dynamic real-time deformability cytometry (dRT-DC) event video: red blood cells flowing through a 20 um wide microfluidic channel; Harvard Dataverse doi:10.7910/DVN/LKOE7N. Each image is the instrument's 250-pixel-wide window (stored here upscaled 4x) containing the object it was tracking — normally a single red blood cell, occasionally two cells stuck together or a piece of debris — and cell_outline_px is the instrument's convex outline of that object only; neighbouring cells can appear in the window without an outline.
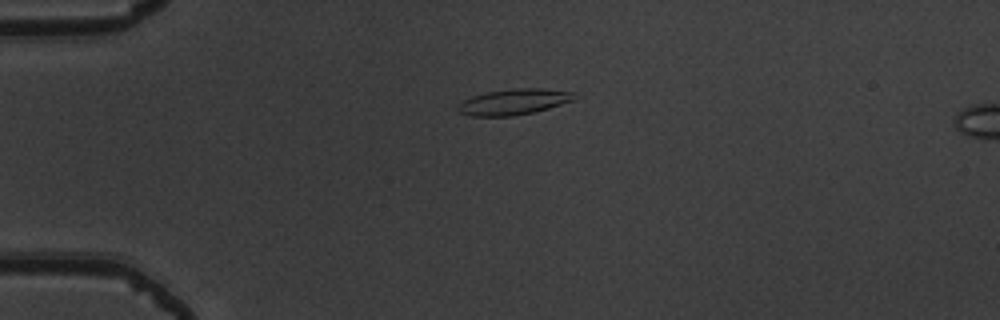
{"species": "common noctule bat (a hibernating species)", "species_latin": "Nyctalus noctula", "temperature_condition": "warm", "stored_images_in_passage": 44, "camera_frame_rate_fps": 3000, "um_per_image_px": 0.085, "animal": {"sex": "male", "body_mass_g": 19.5, "forearm_length_mm": 54.6}, "frame": {"image": 1, "passage_image": 4, "time_ms": 1.0, "image_size_px": [1000, 320], "cell_outline_px": [[580, 96], [572, 100], [548, 108], [532, 112], [512, 116], [468, 116], [460, 112], [456, 108], [464, 100], [472, 96], [484, 92], [516, 88], [540, 88], [572, 92]], "centroid_in_image_um": [43.65, 8.65], "position_along_channel_um": 41.3, "area_um2": 17.4}}
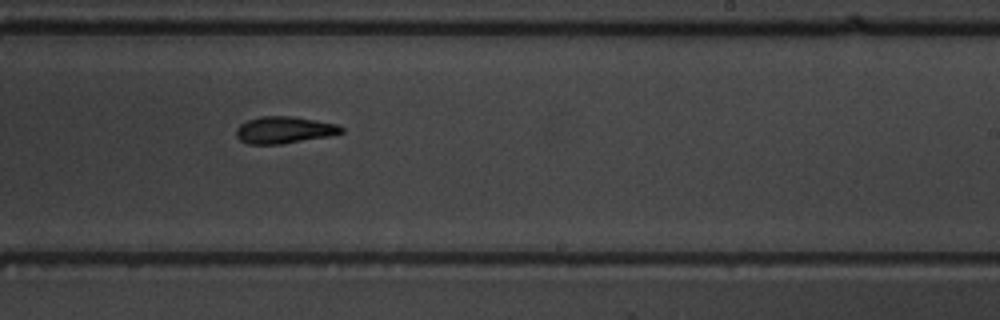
{"frame": {"image": 2, "passage_image": 24, "time_ms": 7.667, "image_size_px": [1000, 320], "cell_outline_px": [[344, 132], [328, 136], [280, 144], [248, 144], [240, 140], [236, 136], [236, 128], [240, 124], [248, 120], [260, 116], [292, 116], [316, 120], [336, 124], [344, 128]], "centroid_in_image_um": [24.13, 11.04], "position_along_channel_um": 264.9, "area_um2": 16.42}}
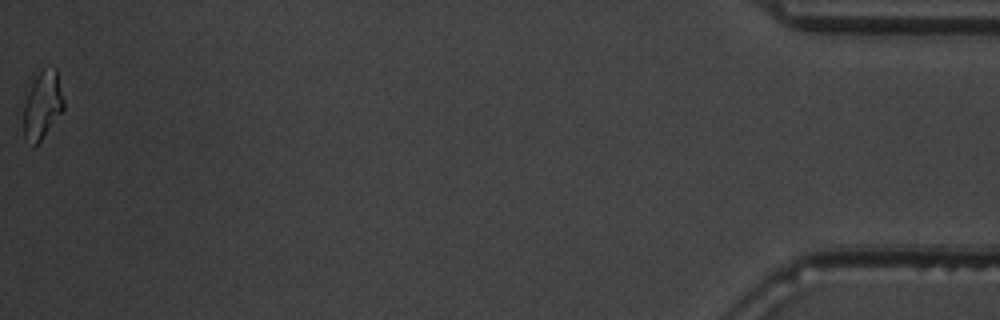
{"frame": {"image": 3, "passage_image": 44, "time_ms": 14.333, "image_size_px": [1000, 320], "cell_outline_px": [[64, 108], [40, 140], [32, 148], [24, 140], [24, 104], [28, 92], [36, 76], [44, 68], [56, 68], [64, 100]], "centroid_in_image_um": [3.6, 8.96], "position_along_channel_um": 431.6, "area_um2": 15.55}, "authors_computed_cell_mechanics": {"area_um2": 16.2996, "velocity_mm_per_s": 3.8562, "shape_relaxation_time_tau1_ms": 3.3696, "shape_relaxation_time_tau2_ms": 5.5699, "deformation_change_tau1": 0.1546, "deformation_change_tau2": 0.1429}}